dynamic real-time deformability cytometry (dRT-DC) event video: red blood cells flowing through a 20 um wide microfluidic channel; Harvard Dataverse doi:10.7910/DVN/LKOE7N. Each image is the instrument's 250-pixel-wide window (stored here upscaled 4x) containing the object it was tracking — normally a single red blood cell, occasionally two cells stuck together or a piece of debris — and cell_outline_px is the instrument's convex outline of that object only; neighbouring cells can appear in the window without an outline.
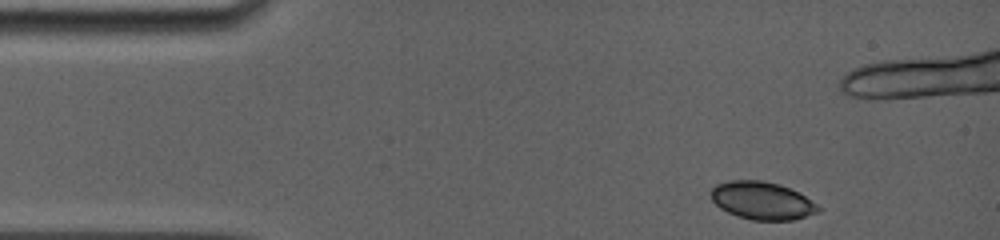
{"species": "common noctule bat (a hibernating species)", "species_latin": "Nyctalus noctula", "temperature_condition": "room temperature", "stored_images_in_passage": 30, "camera_frame_rate_fps": 5000, "um_per_image_px": 0.085, "animal": {"sex": "female", "body_mass_g": 19.0, "forearm_length_mm": 56.7}, "frame": {"image": 1, "passage_image": 1, "time_ms": 0.0, "image_size_px": [1000, 240], "cell_outline_px": [[820, 212], [792, 220], [752, 220], [736, 216], [720, 208], [712, 200], [708, 192], [716, 184], [728, 180], [764, 180], [780, 184], [804, 196], [816, 204], [820, 208]], "centroid_in_image_um": [64.72, 17.05], "position_along_channel_um": 20.3, "area_um2": 23.7}}
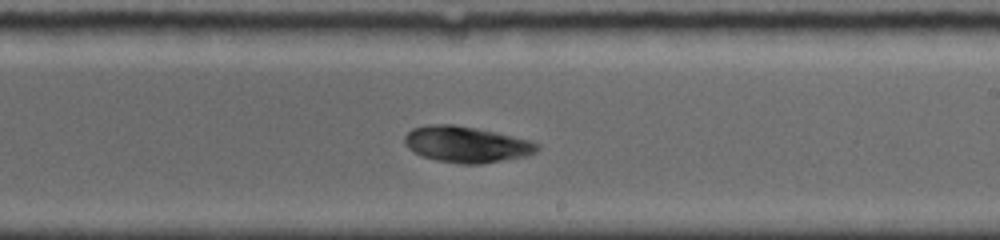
{"frame": {"image": 2, "passage_image": 15, "time_ms": 7.8, "image_size_px": [1000, 240], "cell_outline_px": [[540, 148], [536, 152], [524, 156], [484, 164], [460, 164], [436, 160], [424, 156], [408, 148], [404, 144], [404, 136], [412, 128], [428, 124], [452, 124], [476, 128], [528, 140], [536, 144]], "centroid_in_image_um": [39.6, 12.27], "position_along_channel_um": 249.4, "area_um2": 27.63}}
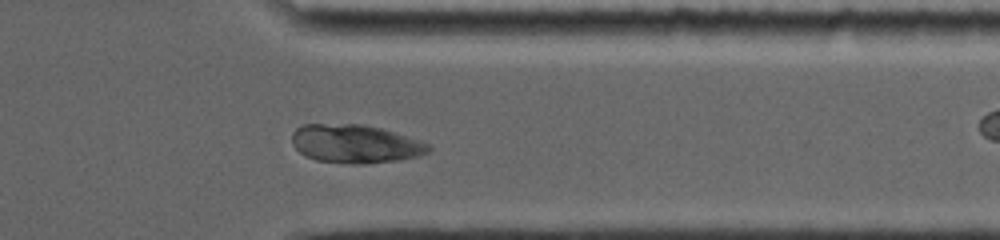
{"frame": {"image": 3, "passage_image": 23, "time_ms": 11.2, "image_size_px": [1000, 240], "cell_outline_px": [[432, 148], [428, 152], [420, 156], [400, 160], [364, 164], [352, 164], [316, 160], [300, 152], [292, 144], [292, 132], [296, 128], [304, 124], [364, 124], [380, 128], [428, 144]], "centroid_in_image_um": [30.17, 12.23], "position_along_channel_um": 381.2, "area_um2": 30.4}}